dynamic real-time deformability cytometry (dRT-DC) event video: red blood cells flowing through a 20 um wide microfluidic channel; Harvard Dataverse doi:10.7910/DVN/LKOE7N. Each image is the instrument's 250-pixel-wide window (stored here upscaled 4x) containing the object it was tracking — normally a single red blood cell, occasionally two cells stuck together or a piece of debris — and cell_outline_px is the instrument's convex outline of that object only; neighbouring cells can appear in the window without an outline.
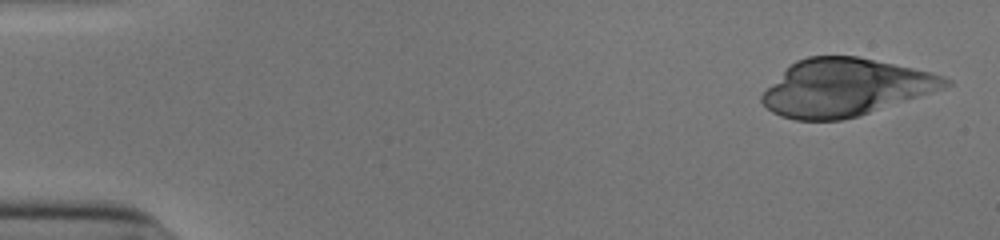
{"species": "human", "species_latin": "Homo sapiens", "temperature_condition": "cold", "stored_images_in_passage": 42, "camera_frame_rate_fps": 3000, "um_per_image_px": 0.085, "donor": {"sex": "male"}, "frame": {"image": 1, "passage_image": 1, "time_ms": 0.0, "image_size_px": [1000, 240], "cell_outline_px": [[952, 84], [860, 116], [840, 120], [796, 120], [780, 116], [772, 112], [760, 100], [760, 96], [796, 60], [808, 56], [856, 56], [932, 72], [944, 76], [952, 80]], "centroid_in_image_um": [71.83, 7.44], "position_along_channel_um": 13.2, "area_um2": 60.29}}